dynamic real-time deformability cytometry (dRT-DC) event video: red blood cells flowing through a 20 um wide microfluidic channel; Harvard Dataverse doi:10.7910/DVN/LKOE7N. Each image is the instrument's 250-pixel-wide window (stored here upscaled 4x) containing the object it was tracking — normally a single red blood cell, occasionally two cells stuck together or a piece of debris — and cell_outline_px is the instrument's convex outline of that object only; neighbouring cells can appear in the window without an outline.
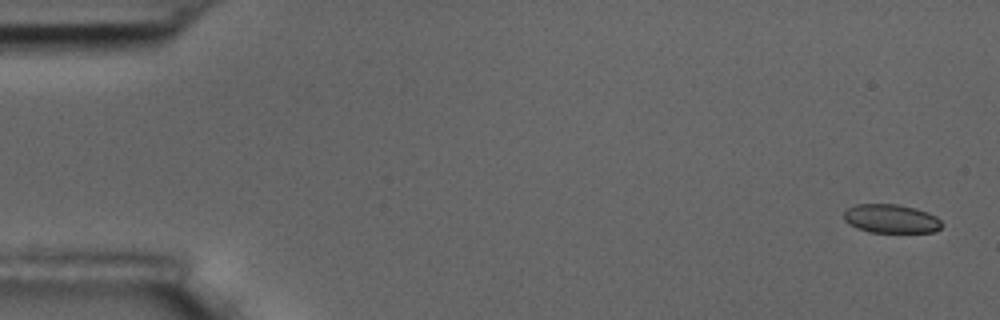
{"species": "common noctule bat (a hibernating species)", "species_latin": "Nyctalus noctula", "temperature_condition": "room temperature", "stored_images_in_passage": 5, "camera_frame_rate_fps": 3000, "um_per_image_px": 0.085, "animal": {"sex": "male", "body_mass_g": 17.5, "forearm_length_mm": 52.3}, "frame": {"image": 1, "passage_image": 5, "time_ms": 5.333, "image_size_px": [1000, 320], "cell_outline_px": [[944, 224], [936, 232], [868, 232], [856, 228], [848, 224], [844, 220], [844, 212], [848, 208], [856, 204], [900, 204], [916, 208], [928, 212], [936, 216]], "centroid_in_image_um": [75.75, 18.59], "position_along_channel_um": 9.2, "area_um2": 16.65}}